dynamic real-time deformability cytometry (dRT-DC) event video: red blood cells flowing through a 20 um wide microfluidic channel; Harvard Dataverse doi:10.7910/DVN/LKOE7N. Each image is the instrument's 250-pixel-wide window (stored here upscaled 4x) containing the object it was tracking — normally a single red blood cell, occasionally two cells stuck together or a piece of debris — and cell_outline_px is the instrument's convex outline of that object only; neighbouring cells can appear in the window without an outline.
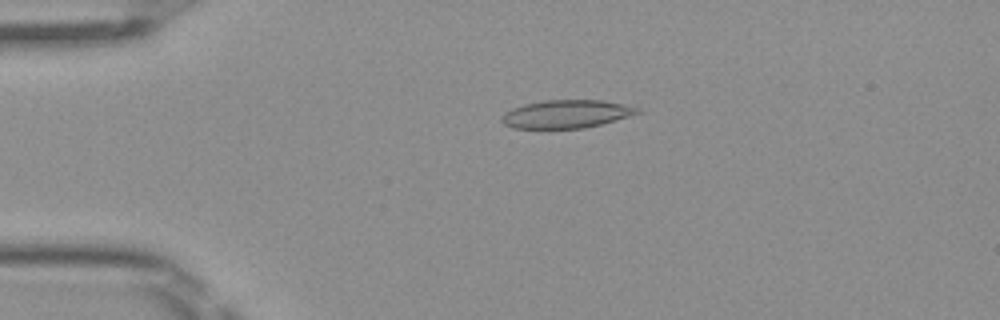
{"species": "Egyptian fruit bat (a non-hibernating species)", "species_latin": "Rousettus aegyptiacus", "temperature_condition": "room temperature", "stored_images_in_passage": 41, "camera_frame_rate_fps": 3000, "um_per_image_px": 0.085, "frame": {"image": 1, "passage_image": 2, "time_ms": 0.333, "image_size_px": [1000, 320], "cell_outline_px": [[640, 112], [628, 116], [600, 124], [584, 128], [512, 128], [504, 124], [500, 120], [500, 116], [504, 112], [512, 108], [524, 104], [544, 100], [600, 100], [624, 104], [640, 108]], "centroid_in_image_um": [48.08, 9.69], "position_along_channel_um": 36.9, "area_um2": 22.14}}
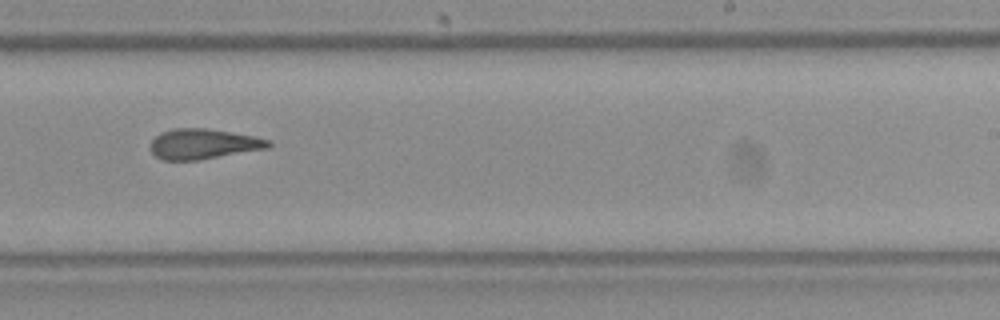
{"frame": {"image": 2, "passage_image": 22, "time_ms": 7.0, "image_size_px": [1000, 320], "cell_outline_px": [[272, 144], [268, 148], [200, 160], [164, 160], [156, 156], [148, 148], [152, 140], [160, 132], [172, 128], [208, 128], [256, 136], [272, 140]], "centroid_in_image_um": [17.29, 12.23], "position_along_channel_um": 271.7, "area_um2": 21.1}}
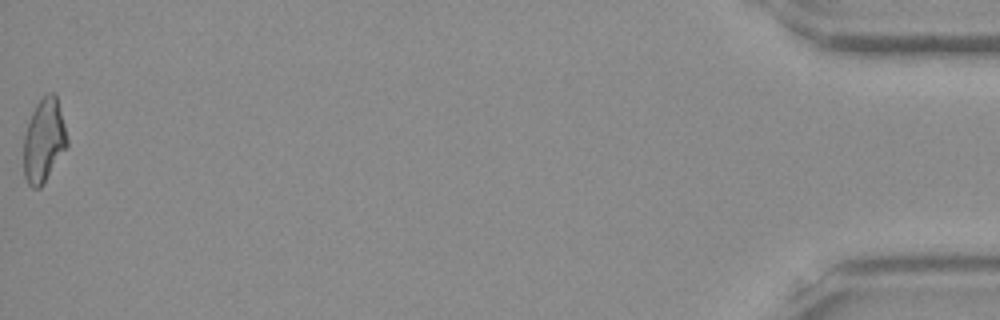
{"frame": {"image": 3, "passage_image": 41, "time_ms": 13.333, "image_size_px": [1000, 320], "cell_outline_px": [[68, 144], [44, 184], [40, 188], [32, 188], [28, 184], [24, 176], [24, 136], [32, 112], [36, 104], [48, 92], [52, 92], [56, 96], [64, 124], [68, 140]], "centroid_in_image_um": [3.72, 11.98], "position_along_channel_um": 431.5, "area_um2": 20.92}, "authors_computed_cell_mechanics": {"area_um2": 21.3282, "velocity_mm_per_s": 4.0627, "shape_relaxation_time_tau1_ms": null, "shape_relaxation_time_tau2_ms": 3.1709, "deformation_change_tau1": null, "deformation_change_tau2": 0.1167}}